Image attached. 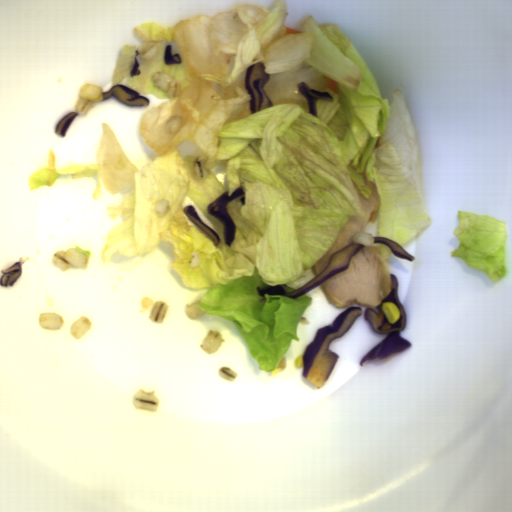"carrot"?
<instances>
[{
    "mask_svg": "<svg viewBox=\"0 0 512 512\" xmlns=\"http://www.w3.org/2000/svg\"><path fill=\"white\" fill-rule=\"evenodd\" d=\"M326 85H327L329 90H331L332 92H334L335 94H337L339 96L340 89H339L338 82H336L335 80L331 79L328 75L326 77Z\"/></svg>",
    "mask_w": 512,
    "mask_h": 512,
    "instance_id": "1",
    "label": "carrot"
},
{
    "mask_svg": "<svg viewBox=\"0 0 512 512\" xmlns=\"http://www.w3.org/2000/svg\"><path fill=\"white\" fill-rule=\"evenodd\" d=\"M301 33H303V32H300L290 26L285 25V34H301Z\"/></svg>",
    "mask_w": 512,
    "mask_h": 512,
    "instance_id": "2",
    "label": "carrot"
}]
</instances>
